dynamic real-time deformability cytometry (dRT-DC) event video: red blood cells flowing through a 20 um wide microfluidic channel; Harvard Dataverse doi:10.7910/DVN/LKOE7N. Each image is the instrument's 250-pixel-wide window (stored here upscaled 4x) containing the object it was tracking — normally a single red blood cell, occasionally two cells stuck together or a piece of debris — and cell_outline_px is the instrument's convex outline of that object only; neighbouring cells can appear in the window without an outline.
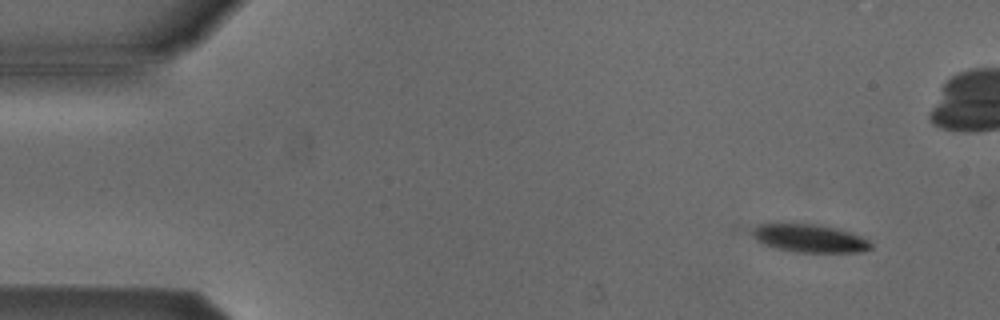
{"species": "Egyptian fruit bat (a non-hibernating species)", "species_latin": "Rousettus aegyptiacus", "temperature_condition": "cold", "stored_images_in_passage": 5, "camera_frame_rate_fps": 3000, "um_per_image_px": 0.085, "animal": {"sex": "male"}, "frame": {"image": 1, "passage_image": 1, "time_ms": 0.0, "image_size_px": [1000, 320], "cell_outline_px": [[872, 248], [860, 252], [792, 252], [776, 248], [764, 244], [756, 240], [748, 232], [752, 228], [760, 224], [812, 224], [836, 228], [860, 236], [868, 240], [872, 244]], "centroid_in_image_um": [68.77, 20.27], "position_along_channel_um": 16.2, "area_um2": 19.31}}